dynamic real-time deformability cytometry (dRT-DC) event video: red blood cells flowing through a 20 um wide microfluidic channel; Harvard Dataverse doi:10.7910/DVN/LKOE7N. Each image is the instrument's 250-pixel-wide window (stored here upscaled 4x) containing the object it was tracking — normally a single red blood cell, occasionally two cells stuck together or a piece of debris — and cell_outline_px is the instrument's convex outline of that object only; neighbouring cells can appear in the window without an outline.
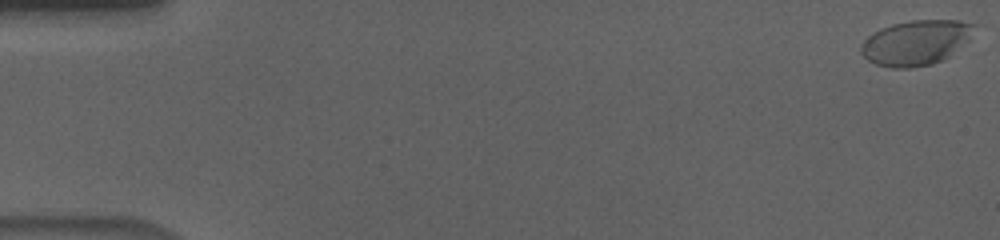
{"species": "human", "species_latin": "Homo sapiens", "temperature_condition": "cold", "stored_images_in_passage": 57, "camera_frame_rate_fps": 3000, "um_per_image_px": 0.085, "donor": {"sex": "male"}, "frame": {"image": 1, "passage_image": 1, "time_ms": 0.0, "image_size_px": [1000, 240], "cell_outline_px": [[976, 24], [968, 40], [948, 56], [932, 64], [908, 68], [892, 68], [876, 64], [868, 60], [860, 52], [860, 44], [868, 36], [892, 24], [912, 20], [956, 20]], "centroid_in_image_um": [77.83, 3.62], "position_along_channel_um": 7.2, "area_um2": 29.25}}
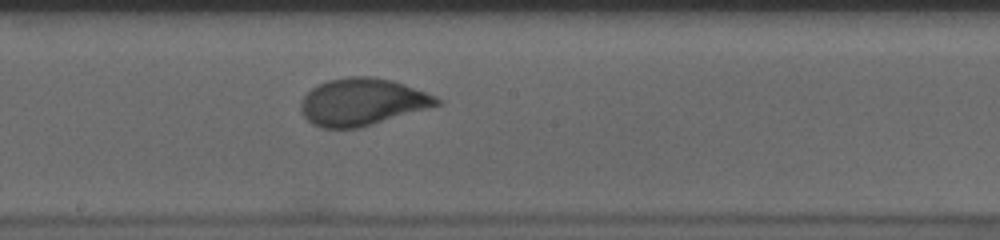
{"frame": {"image": 2, "passage_image": 32, "time_ms": 10.333, "image_size_px": [1000, 240], "cell_outline_px": [[440, 104], [428, 108], [360, 128], [320, 128], [312, 124], [300, 112], [300, 104], [304, 96], [312, 88], [328, 80], [348, 76], [372, 76], [392, 80], [436, 96], [440, 100]], "centroid_in_image_um": [30.75, 8.67], "position_along_channel_um": 217.4, "area_um2": 37.22}}
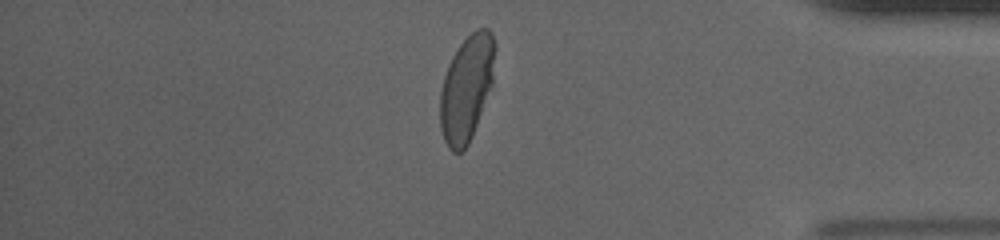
{"frame": {"image": 3, "passage_image": 49, "time_ms": 16.0, "image_size_px": [1000, 240], "cell_outline_px": [[496, 48], [492, 84], [472, 136], [468, 144], [460, 152], [452, 152], [448, 148], [444, 140], [440, 128], [440, 92], [444, 76], [448, 64], [452, 56], [460, 44], [476, 28], [488, 28], [492, 32], [496, 44]], "centroid_in_image_um": [39.66, 7.47], "position_along_channel_um": 395.5, "area_um2": 33.93}, "authors_computed_cell_mechanics": {"area_um2": 34.68, "velocity_mm_per_s": 3.6232, "shape_relaxation_time_tau1_ms": 3.6246, "shape_relaxation_time_tau2_ms": null, "deformation_change_tau1": 0.1785, "deformation_change_tau2": null}}